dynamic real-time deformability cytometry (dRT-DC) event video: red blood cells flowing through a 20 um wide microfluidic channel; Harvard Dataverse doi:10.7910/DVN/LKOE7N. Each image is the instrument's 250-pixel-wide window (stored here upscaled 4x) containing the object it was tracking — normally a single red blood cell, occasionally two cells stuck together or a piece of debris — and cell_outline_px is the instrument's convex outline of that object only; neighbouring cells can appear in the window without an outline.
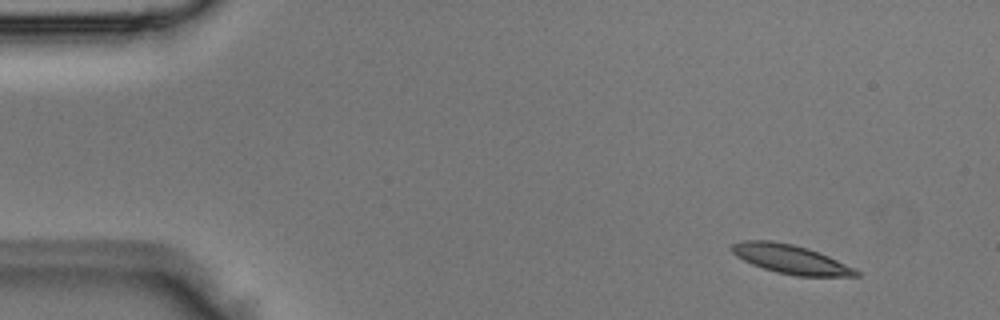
{"species": "Egyptian fruit bat (a non-hibernating species)", "species_latin": "Rousettus aegyptiacus", "temperature_condition": "room temperature", "stored_images_in_passage": 3, "camera_frame_rate_fps": 3000, "um_per_image_px": 0.085, "animal": {"sex": "male"}, "frame": {"image": 1, "passage_image": 1, "time_ms": 0.0, "image_size_px": [1000, 320], "cell_outline_px": [[860, 276], [796, 276], [776, 272], [752, 264], [736, 256], [732, 252], [732, 244], [740, 240], [772, 240], [792, 244], [808, 248], [828, 256], [856, 268], [860, 272]], "centroid_in_image_um": [67.22, 22.03], "position_along_channel_um": 17.8, "area_um2": 20.98}}